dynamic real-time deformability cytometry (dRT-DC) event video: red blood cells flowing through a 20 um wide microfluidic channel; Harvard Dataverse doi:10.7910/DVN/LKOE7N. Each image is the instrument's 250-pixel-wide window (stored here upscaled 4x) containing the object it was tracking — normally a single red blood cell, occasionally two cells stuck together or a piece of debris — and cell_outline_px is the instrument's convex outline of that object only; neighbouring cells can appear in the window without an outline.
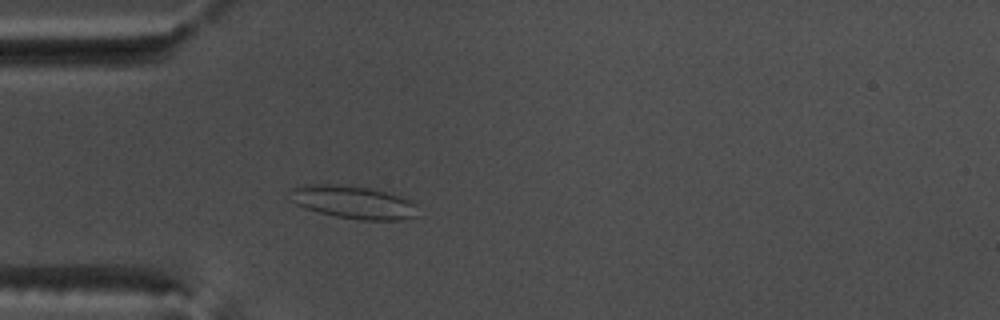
{"species": "common noctule bat (a hibernating species)", "species_latin": "Nyctalus noctula", "temperature_condition": "warm", "stored_images_in_passage": 49, "camera_frame_rate_fps": 3000, "um_per_image_px": 0.085, "animal": {"sex": "male", "body_mass_g": 17.5, "forearm_length_mm": 52.3}, "frame": {"image": 1, "passage_image": 11, "time_ms": 3.333, "image_size_px": [1000, 320], "cell_outline_px": [[416, 216], [404, 220], [360, 220], [336, 216], [304, 208], [296, 204], [292, 200], [288, 188], [308, 184], [340, 184], [368, 188], [400, 196], [416, 204]], "centroid_in_image_um": [29.99, 17.18], "position_along_channel_um": 55.0, "area_um2": 24.45}}
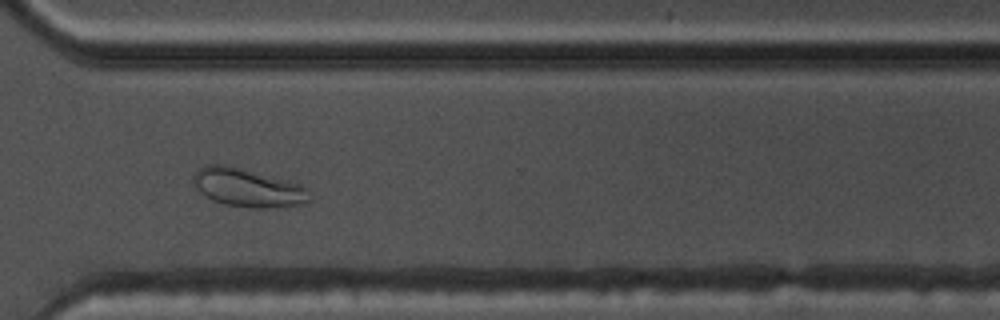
{"frame": {"image": 2, "passage_image": 35, "time_ms": 11.333, "image_size_px": [1000, 320], "cell_outline_px": [[312, 200], [300, 204], [264, 208], [252, 208], [224, 204], [212, 200], [204, 196], [200, 192], [192, 180], [192, 176], [204, 164], [224, 164], [240, 168], [300, 184], [308, 188]], "centroid_in_image_um": [21.04, 15.96], "position_along_channel_um": 349.6, "area_um2": 25.84}}
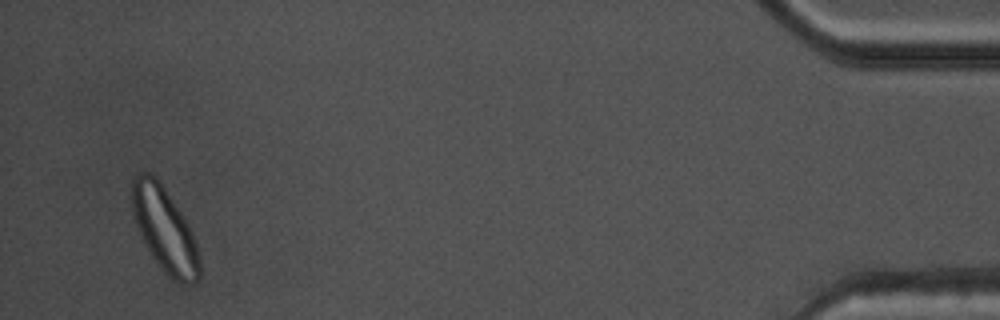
{"frame": {"image": 3, "passage_image": 47, "time_ms": 15.333, "image_size_px": [1000, 320], "cell_outline_px": [[200, 280], [192, 284], [180, 284], [168, 276], [164, 272], [152, 256], [136, 228], [132, 216], [132, 180], [140, 172], [152, 172], [156, 176], [188, 224], [192, 232], [196, 244], [200, 260]], "centroid_in_image_um": [13.99, 19.54], "position_along_channel_um": 421.2, "area_um2": 33.29}, "authors_computed_cell_mechanics": {"area_um2": 24.4494, "velocity_mm_per_s": 3.7724, "shape_relaxation_time_tau1_ms": null, "shape_relaxation_time_tau2_ms": 2.0031, "deformation_change_tau1": null, "deformation_change_tau2": 0.078}}